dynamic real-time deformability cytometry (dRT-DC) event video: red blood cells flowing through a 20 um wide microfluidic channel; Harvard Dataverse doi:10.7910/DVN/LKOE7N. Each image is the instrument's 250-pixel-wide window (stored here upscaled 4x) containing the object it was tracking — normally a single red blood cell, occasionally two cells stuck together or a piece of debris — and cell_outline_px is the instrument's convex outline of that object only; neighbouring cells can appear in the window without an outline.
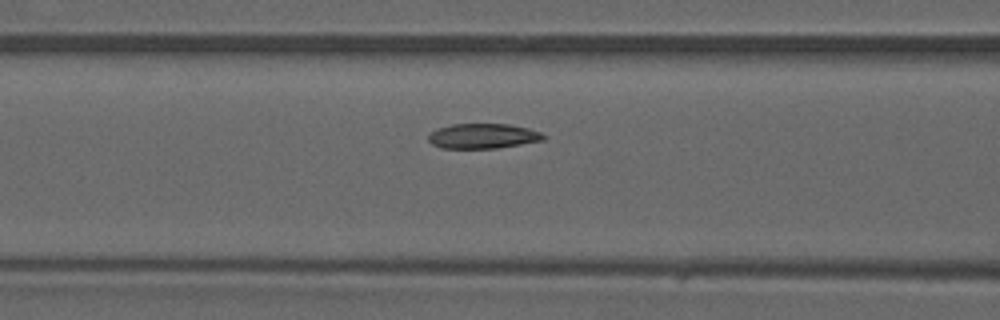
{"species": "common noctule bat (a hibernating species)", "species_latin": "Nyctalus noctula", "temperature_condition": "warm", "stored_images_in_passage": 4, "camera_frame_rate_fps": 3000, "um_per_image_px": 0.085, "animal": {"sex": "male", "forearm_length_mm": 52.5}, "frame": {"image": 1, "passage_image": 4, "time_ms": 1.0, "image_size_px": [1000, 320], "cell_outline_px": [[548, 136], [544, 140], [496, 148], [440, 148], [432, 144], [428, 140], [428, 132], [436, 128], [452, 124], [508, 124], [528, 128], [540, 132]], "centroid_in_image_um": [41.02, 11.56], "position_along_channel_um": 125.6, "area_um2": 16.88}}